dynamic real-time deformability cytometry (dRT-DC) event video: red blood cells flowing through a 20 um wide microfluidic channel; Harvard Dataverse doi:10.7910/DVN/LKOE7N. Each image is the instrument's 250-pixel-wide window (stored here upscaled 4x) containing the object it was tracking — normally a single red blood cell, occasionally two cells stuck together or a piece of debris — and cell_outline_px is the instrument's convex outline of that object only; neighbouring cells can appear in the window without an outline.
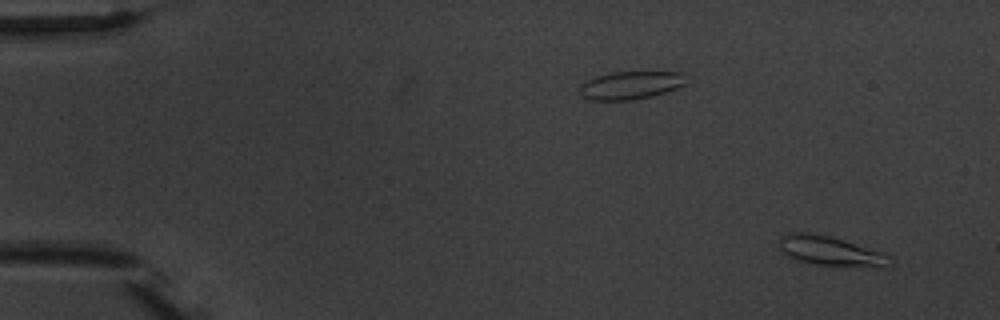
{"species": "common noctule bat (a hibernating species)", "species_latin": "Nyctalus noctula", "temperature_condition": "warm", "stored_images_in_passage": 4, "camera_frame_rate_fps": 3000, "um_per_image_px": 0.085, "animal": {"sex": "male", "body_mass_g": 20.1, "forearm_length_mm": 53.5}, "frame": {"image": 1, "passage_image": 1, "time_ms": 0.0, "image_size_px": [1000, 320], "cell_outline_px": [[896, 260], [888, 268], [884, 268], [812, 264], [796, 260], [780, 252], [780, 236], [788, 232], [808, 232], [832, 236], [884, 252]], "centroid_in_image_um": [70.67, 21.35], "position_along_channel_um": 14.3, "area_um2": 19.77}}
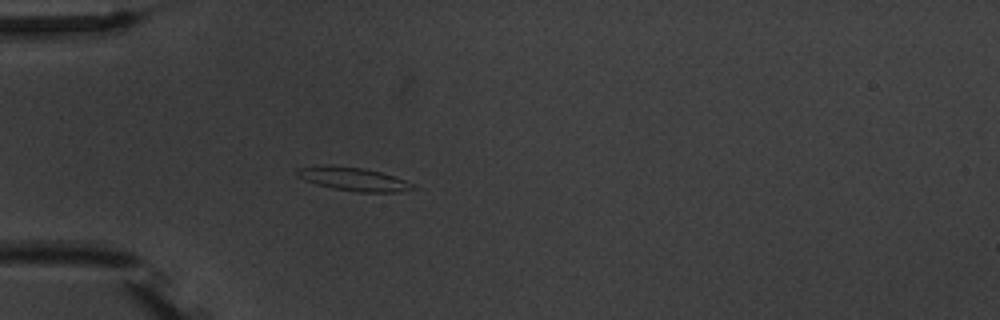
{"frame": {"image": 2, "passage_image": 4, "time_ms": 4.333, "image_size_px": [1000, 320], "cell_outline_px": [[420, 188], [400, 192], [356, 192], [332, 188], [316, 184], [296, 176], [296, 168], [364, 168], [396, 176]], "centroid_in_image_um": [30.18, 15.28], "position_along_channel_um": 54.8, "area_um2": 15.09}}